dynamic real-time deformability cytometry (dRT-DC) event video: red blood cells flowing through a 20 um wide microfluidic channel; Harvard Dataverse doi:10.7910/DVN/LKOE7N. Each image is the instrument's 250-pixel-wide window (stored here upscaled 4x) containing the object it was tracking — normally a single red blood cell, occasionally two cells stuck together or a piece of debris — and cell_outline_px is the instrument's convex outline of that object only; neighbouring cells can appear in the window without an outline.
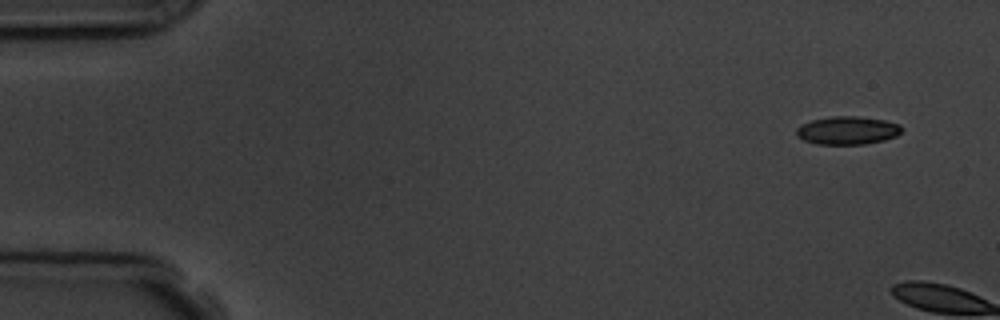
{"species": "common noctule bat (a hibernating species)", "species_latin": "Nyctalus noctula", "temperature_condition": "room temperature", "stored_images_in_passage": 2, "camera_frame_rate_fps": 3000, "um_per_image_px": 0.085, "animal": {"sex": "male", "body_mass_g": 19.5, "forearm_length_mm": 54.6}, "frame": {"image": 1, "passage_image": 1, "time_ms": 0.0, "image_size_px": [1000, 320], "cell_outline_px": [[904, 128], [896, 136], [884, 140], [864, 144], [816, 144], [804, 140], [796, 136], [796, 128], [800, 124], [812, 120], [832, 116], [856, 116], [884, 120], [900, 124]], "centroid_in_image_um": [72.02, 11.08], "position_along_channel_um": 13.0, "area_um2": 17.34}}